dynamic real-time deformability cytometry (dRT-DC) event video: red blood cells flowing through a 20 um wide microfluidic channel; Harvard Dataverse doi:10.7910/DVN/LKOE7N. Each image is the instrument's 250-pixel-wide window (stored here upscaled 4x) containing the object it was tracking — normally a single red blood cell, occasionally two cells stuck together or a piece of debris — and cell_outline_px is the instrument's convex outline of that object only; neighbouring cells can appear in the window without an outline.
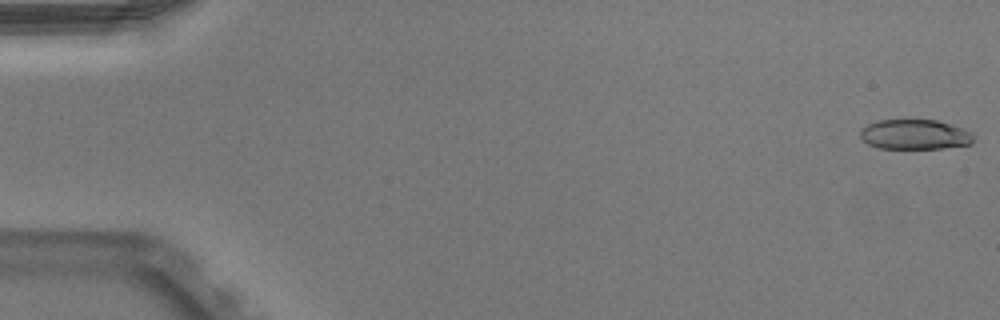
{"species": "Egyptian fruit bat (a non-hibernating species)", "species_latin": "Rousettus aegyptiacus", "temperature_condition": "warm", "stored_images_in_passage": 51, "camera_frame_rate_fps": 3000, "um_per_image_px": 0.085, "animal": {"sex": "male"}, "frame": {"image": 1, "passage_image": 1, "time_ms": 0.0, "image_size_px": [1000, 320], "cell_outline_px": [[972, 144], [944, 148], [880, 148], [868, 144], [860, 140], [860, 128], [868, 124], [880, 120], [936, 120], [964, 128], [972, 132]], "centroid_in_image_um": [77.74, 11.43], "position_along_channel_um": 7.3, "area_um2": 19.83}}
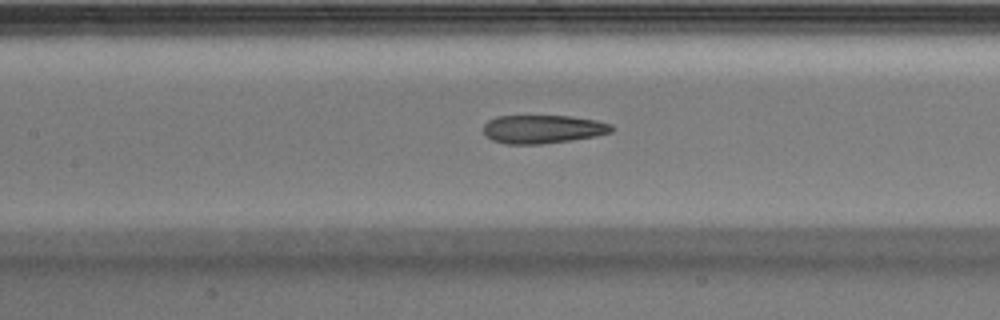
{"frame": {"image": 2, "passage_image": 24, "time_ms": 7.667, "image_size_px": [1000, 320], "cell_outline_px": [[612, 132], [596, 136], [572, 140], [540, 144], [504, 144], [492, 140], [484, 136], [484, 124], [488, 120], [496, 116], [572, 116], [596, 120], [612, 124]], "centroid_in_image_um": [46.12, 10.98], "position_along_channel_um": 161.3, "area_um2": 21.39}}
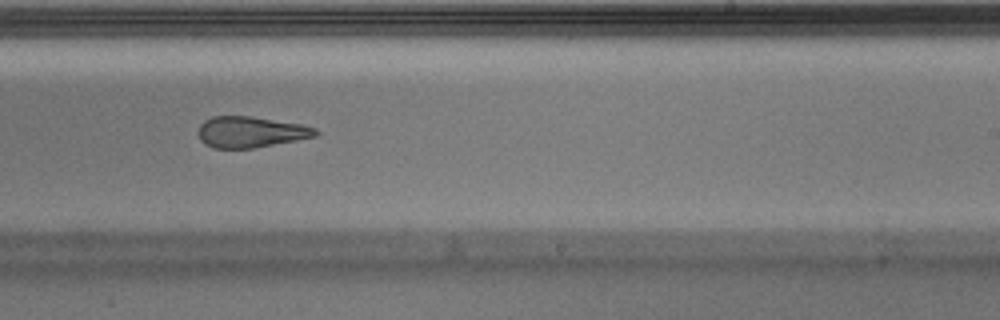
{"frame": {"image": 3, "passage_image": 32, "time_ms": 10.333, "image_size_px": [1000, 320], "cell_outline_px": [[320, 132], [316, 136], [296, 140], [252, 148], [212, 148], [204, 144], [200, 140], [200, 124], [204, 120], [212, 116], [252, 116], [300, 124], [316, 128]], "centroid_in_image_um": [21.3, 11.21], "position_along_channel_um": 267.7, "area_um2": 21.1}}